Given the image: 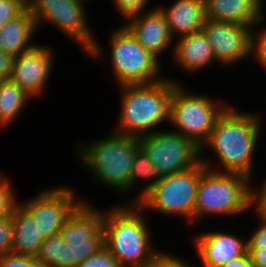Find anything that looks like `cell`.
Here are the masks:
<instances>
[{
    "label": "cell",
    "instance_id": "6",
    "mask_svg": "<svg viewBox=\"0 0 266 267\" xmlns=\"http://www.w3.org/2000/svg\"><path fill=\"white\" fill-rule=\"evenodd\" d=\"M86 0H27L37 29L42 23L58 28L62 34L75 41L91 59L104 57L103 48L89 25L86 17ZM84 4V5H83Z\"/></svg>",
    "mask_w": 266,
    "mask_h": 267
},
{
    "label": "cell",
    "instance_id": "33",
    "mask_svg": "<svg viewBox=\"0 0 266 267\" xmlns=\"http://www.w3.org/2000/svg\"><path fill=\"white\" fill-rule=\"evenodd\" d=\"M259 224L257 228L247 238V248L262 249L266 248V219L258 216Z\"/></svg>",
    "mask_w": 266,
    "mask_h": 267
},
{
    "label": "cell",
    "instance_id": "21",
    "mask_svg": "<svg viewBox=\"0 0 266 267\" xmlns=\"http://www.w3.org/2000/svg\"><path fill=\"white\" fill-rule=\"evenodd\" d=\"M11 219L13 223L11 252L35 258L44 240L38 233L37 221L20 203L15 206Z\"/></svg>",
    "mask_w": 266,
    "mask_h": 267
},
{
    "label": "cell",
    "instance_id": "30",
    "mask_svg": "<svg viewBox=\"0 0 266 267\" xmlns=\"http://www.w3.org/2000/svg\"><path fill=\"white\" fill-rule=\"evenodd\" d=\"M0 267H41L35 258L29 255L7 253L0 256Z\"/></svg>",
    "mask_w": 266,
    "mask_h": 267
},
{
    "label": "cell",
    "instance_id": "31",
    "mask_svg": "<svg viewBox=\"0 0 266 267\" xmlns=\"http://www.w3.org/2000/svg\"><path fill=\"white\" fill-rule=\"evenodd\" d=\"M13 223L11 216L0 218V256L12 251Z\"/></svg>",
    "mask_w": 266,
    "mask_h": 267
},
{
    "label": "cell",
    "instance_id": "27",
    "mask_svg": "<svg viewBox=\"0 0 266 267\" xmlns=\"http://www.w3.org/2000/svg\"><path fill=\"white\" fill-rule=\"evenodd\" d=\"M116 7V12L120 14L121 17L125 18V21L137 14L146 12L151 9H147V4L149 0H112Z\"/></svg>",
    "mask_w": 266,
    "mask_h": 267
},
{
    "label": "cell",
    "instance_id": "20",
    "mask_svg": "<svg viewBox=\"0 0 266 267\" xmlns=\"http://www.w3.org/2000/svg\"><path fill=\"white\" fill-rule=\"evenodd\" d=\"M37 30L32 13L26 8L0 29V50L12 57L30 50L36 46L31 39Z\"/></svg>",
    "mask_w": 266,
    "mask_h": 267
},
{
    "label": "cell",
    "instance_id": "11",
    "mask_svg": "<svg viewBox=\"0 0 266 267\" xmlns=\"http://www.w3.org/2000/svg\"><path fill=\"white\" fill-rule=\"evenodd\" d=\"M106 211L81 200L59 231L71 252V267L104 247L103 220Z\"/></svg>",
    "mask_w": 266,
    "mask_h": 267
},
{
    "label": "cell",
    "instance_id": "26",
    "mask_svg": "<svg viewBox=\"0 0 266 267\" xmlns=\"http://www.w3.org/2000/svg\"><path fill=\"white\" fill-rule=\"evenodd\" d=\"M254 28L251 29L250 33L249 56H252V58L255 57V61L257 60L260 67L266 70V27L261 29V31L259 30L260 28H257L258 33L253 31Z\"/></svg>",
    "mask_w": 266,
    "mask_h": 267
},
{
    "label": "cell",
    "instance_id": "37",
    "mask_svg": "<svg viewBox=\"0 0 266 267\" xmlns=\"http://www.w3.org/2000/svg\"><path fill=\"white\" fill-rule=\"evenodd\" d=\"M221 267H252V263L248 253H246L243 256L233 258Z\"/></svg>",
    "mask_w": 266,
    "mask_h": 267
},
{
    "label": "cell",
    "instance_id": "7",
    "mask_svg": "<svg viewBox=\"0 0 266 267\" xmlns=\"http://www.w3.org/2000/svg\"><path fill=\"white\" fill-rule=\"evenodd\" d=\"M182 85L178 80L174 81L168 124L173 126V131L191 138L202 147L229 103L223 104L204 94H192Z\"/></svg>",
    "mask_w": 266,
    "mask_h": 267
},
{
    "label": "cell",
    "instance_id": "34",
    "mask_svg": "<svg viewBox=\"0 0 266 267\" xmlns=\"http://www.w3.org/2000/svg\"><path fill=\"white\" fill-rule=\"evenodd\" d=\"M178 256L167 253L154 267H196ZM188 262V263H187Z\"/></svg>",
    "mask_w": 266,
    "mask_h": 267
},
{
    "label": "cell",
    "instance_id": "13",
    "mask_svg": "<svg viewBox=\"0 0 266 267\" xmlns=\"http://www.w3.org/2000/svg\"><path fill=\"white\" fill-rule=\"evenodd\" d=\"M52 51L48 46L36 44L13 58L9 79L33 99L44 94L48 86L54 61Z\"/></svg>",
    "mask_w": 266,
    "mask_h": 267
},
{
    "label": "cell",
    "instance_id": "36",
    "mask_svg": "<svg viewBox=\"0 0 266 267\" xmlns=\"http://www.w3.org/2000/svg\"><path fill=\"white\" fill-rule=\"evenodd\" d=\"M252 267H266V248H247Z\"/></svg>",
    "mask_w": 266,
    "mask_h": 267
},
{
    "label": "cell",
    "instance_id": "8",
    "mask_svg": "<svg viewBox=\"0 0 266 267\" xmlns=\"http://www.w3.org/2000/svg\"><path fill=\"white\" fill-rule=\"evenodd\" d=\"M109 55L114 78L119 86L149 84L163 80L161 63L147 51L125 26L121 25L109 38Z\"/></svg>",
    "mask_w": 266,
    "mask_h": 267
},
{
    "label": "cell",
    "instance_id": "10",
    "mask_svg": "<svg viewBox=\"0 0 266 267\" xmlns=\"http://www.w3.org/2000/svg\"><path fill=\"white\" fill-rule=\"evenodd\" d=\"M138 142L160 177L188 170L201 161V147L172 129L140 136Z\"/></svg>",
    "mask_w": 266,
    "mask_h": 267
},
{
    "label": "cell",
    "instance_id": "24",
    "mask_svg": "<svg viewBox=\"0 0 266 267\" xmlns=\"http://www.w3.org/2000/svg\"><path fill=\"white\" fill-rule=\"evenodd\" d=\"M147 180L148 184H144L140 193L130 203H137L147 192H149L161 179L157 169L150 161L148 156L139 149L135 155L131 175H130V191H134L135 185L137 186L139 180Z\"/></svg>",
    "mask_w": 266,
    "mask_h": 267
},
{
    "label": "cell",
    "instance_id": "23",
    "mask_svg": "<svg viewBox=\"0 0 266 267\" xmlns=\"http://www.w3.org/2000/svg\"><path fill=\"white\" fill-rule=\"evenodd\" d=\"M35 261L41 267H71V252L59 234L43 240Z\"/></svg>",
    "mask_w": 266,
    "mask_h": 267
},
{
    "label": "cell",
    "instance_id": "16",
    "mask_svg": "<svg viewBox=\"0 0 266 267\" xmlns=\"http://www.w3.org/2000/svg\"><path fill=\"white\" fill-rule=\"evenodd\" d=\"M128 18L124 25L135 36L137 41L158 59L167 50L173 38L164 14L158 7ZM163 51V52H162Z\"/></svg>",
    "mask_w": 266,
    "mask_h": 267
},
{
    "label": "cell",
    "instance_id": "35",
    "mask_svg": "<svg viewBox=\"0 0 266 267\" xmlns=\"http://www.w3.org/2000/svg\"><path fill=\"white\" fill-rule=\"evenodd\" d=\"M13 58L0 50V82L10 78Z\"/></svg>",
    "mask_w": 266,
    "mask_h": 267
},
{
    "label": "cell",
    "instance_id": "19",
    "mask_svg": "<svg viewBox=\"0 0 266 267\" xmlns=\"http://www.w3.org/2000/svg\"><path fill=\"white\" fill-rule=\"evenodd\" d=\"M168 7L157 6L164 14L173 39L198 32L205 22L204 0H175ZM175 35L178 37L174 38Z\"/></svg>",
    "mask_w": 266,
    "mask_h": 267
},
{
    "label": "cell",
    "instance_id": "15",
    "mask_svg": "<svg viewBox=\"0 0 266 267\" xmlns=\"http://www.w3.org/2000/svg\"><path fill=\"white\" fill-rule=\"evenodd\" d=\"M193 238L198 254L196 256L202 267H221L233 258L247 253V240L229 232L203 231Z\"/></svg>",
    "mask_w": 266,
    "mask_h": 267
},
{
    "label": "cell",
    "instance_id": "12",
    "mask_svg": "<svg viewBox=\"0 0 266 267\" xmlns=\"http://www.w3.org/2000/svg\"><path fill=\"white\" fill-rule=\"evenodd\" d=\"M82 199L74 188L65 186L45 188L31 200L19 202L37 221L38 233L43 239L59 234L70 212Z\"/></svg>",
    "mask_w": 266,
    "mask_h": 267
},
{
    "label": "cell",
    "instance_id": "5",
    "mask_svg": "<svg viewBox=\"0 0 266 267\" xmlns=\"http://www.w3.org/2000/svg\"><path fill=\"white\" fill-rule=\"evenodd\" d=\"M252 179L239 173L217 172L202 164L194 224L209 216H237L252 208ZM196 222V223H195Z\"/></svg>",
    "mask_w": 266,
    "mask_h": 267
},
{
    "label": "cell",
    "instance_id": "4",
    "mask_svg": "<svg viewBox=\"0 0 266 267\" xmlns=\"http://www.w3.org/2000/svg\"><path fill=\"white\" fill-rule=\"evenodd\" d=\"M87 143L75 148L93 179L116 192L130 193V175L140 149L138 138L115 132Z\"/></svg>",
    "mask_w": 266,
    "mask_h": 267
},
{
    "label": "cell",
    "instance_id": "18",
    "mask_svg": "<svg viewBox=\"0 0 266 267\" xmlns=\"http://www.w3.org/2000/svg\"><path fill=\"white\" fill-rule=\"evenodd\" d=\"M173 48V62L187 73L199 72L216 61L202 30L180 37Z\"/></svg>",
    "mask_w": 266,
    "mask_h": 267
},
{
    "label": "cell",
    "instance_id": "3",
    "mask_svg": "<svg viewBox=\"0 0 266 267\" xmlns=\"http://www.w3.org/2000/svg\"><path fill=\"white\" fill-rule=\"evenodd\" d=\"M174 81L166 77L149 84L120 86V112L115 132L138 138L156 132L153 128L168 122Z\"/></svg>",
    "mask_w": 266,
    "mask_h": 267
},
{
    "label": "cell",
    "instance_id": "9",
    "mask_svg": "<svg viewBox=\"0 0 266 267\" xmlns=\"http://www.w3.org/2000/svg\"><path fill=\"white\" fill-rule=\"evenodd\" d=\"M202 176L201 161L194 167L161 179L136 204L142 210L183 217L194 224L197 188Z\"/></svg>",
    "mask_w": 266,
    "mask_h": 267
},
{
    "label": "cell",
    "instance_id": "14",
    "mask_svg": "<svg viewBox=\"0 0 266 267\" xmlns=\"http://www.w3.org/2000/svg\"><path fill=\"white\" fill-rule=\"evenodd\" d=\"M211 44L216 62L231 66L249 57L251 28L205 19L201 29Z\"/></svg>",
    "mask_w": 266,
    "mask_h": 267
},
{
    "label": "cell",
    "instance_id": "28",
    "mask_svg": "<svg viewBox=\"0 0 266 267\" xmlns=\"http://www.w3.org/2000/svg\"><path fill=\"white\" fill-rule=\"evenodd\" d=\"M76 267H122L117 259L104 247L97 253L79 262Z\"/></svg>",
    "mask_w": 266,
    "mask_h": 267
},
{
    "label": "cell",
    "instance_id": "32",
    "mask_svg": "<svg viewBox=\"0 0 266 267\" xmlns=\"http://www.w3.org/2000/svg\"><path fill=\"white\" fill-rule=\"evenodd\" d=\"M264 181L260 187H252V208L255 207L256 216L266 219V178Z\"/></svg>",
    "mask_w": 266,
    "mask_h": 267
},
{
    "label": "cell",
    "instance_id": "29",
    "mask_svg": "<svg viewBox=\"0 0 266 267\" xmlns=\"http://www.w3.org/2000/svg\"><path fill=\"white\" fill-rule=\"evenodd\" d=\"M27 8V0H0V29Z\"/></svg>",
    "mask_w": 266,
    "mask_h": 267
},
{
    "label": "cell",
    "instance_id": "1",
    "mask_svg": "<svg viewBox=\"0 0 266 267\" xmlns=\"http://www.w3.org/2000/svg\"><path fill=\"white\" fill-rule=\"evenodd\" d=\"M260 117L258 112H242L238 107L228 106L201 147V163L212 171L239 173L253 180L254 151L262 126ZM207 145L215 152L219 168L213 165V159L204 157L202 152H205Z\"/></svg>",
    "mask_w": 266,
    "mask_h": 267
},
{
    "label": "cell",
    "instance_id": "2",
    "mask_svg": "<svg viewBox=\"0 0 266 267\" xmlns=\"http://www.w3.org/2000/svg\"><path fill=\"white\" fill-rule=\"evenodd\" d=\"M117 205L104 216L105 248L122 267H154L167 252L152 247L146 211L136 203Z\"/></svg>",
    "mask_w": 266,
    "mask_h": 267
},
{
    "label": "cell",
    "instance_id": "25",
    "mask_svg": "<svg viewBox=\"0 0 266 267\" xmlns=\"http://www.w3.org/2000/svg\"><path fill=\"white\" fill-rule=\"evenodd\" d=\"M3 177L0 171V218L12 216L15 206L19 203L11 179Z\"/></svg>",
    "mask_w": 266,
    "mask_h": 267
},
{
    "label": "cell",
    "instance_id": "17",
    "mask_svg": "<svg viewBox=\"0 0 266 267\" xmlns=\"http://www.w3.org/2000/svg\"><path fill=\"white\" fill-rule=\"evenodd\" d=\"M264 0H204L205 17L214 21L259 27L265 18Z\"/></svg>",
    "mask_w": 266,
    "mask_h": 267
},
{
    "label": "cell",
    "instance_id": "22",
    "mask_svg": "<svg viewBox=\"0 0 266 267\" xmlns=\"http://www.w3.org/2000/svg\"><path fill=\"white\" fill-rule=\"evenodd\" d=\"M30 99L32 98L10 79L1 81L0 127H7V125L15 121Z\"/></svg>",
    "mask_w": 266,
    "mask_h": 267
}]
</instances>
